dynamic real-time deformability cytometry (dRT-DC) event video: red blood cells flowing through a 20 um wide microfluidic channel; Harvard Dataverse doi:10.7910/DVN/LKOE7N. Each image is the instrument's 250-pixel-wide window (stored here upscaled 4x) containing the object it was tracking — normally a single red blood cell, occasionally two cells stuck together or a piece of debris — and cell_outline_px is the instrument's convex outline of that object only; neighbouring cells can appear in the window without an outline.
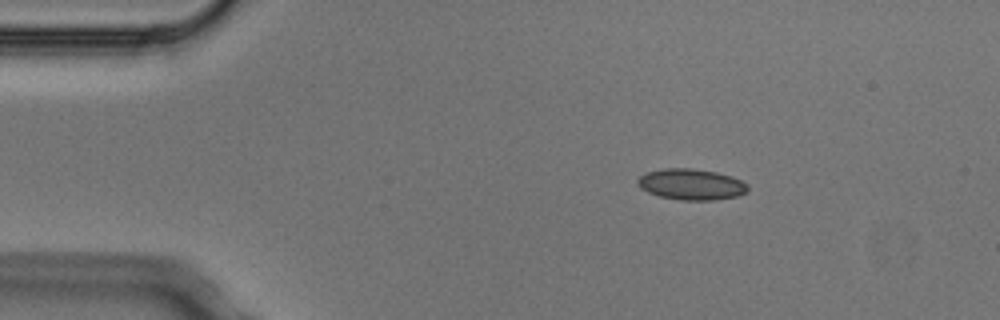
{"species": "Egyptian fruit bat (a non-hibernating species)", "species_latin": "Rousettus aegyptiacus", "temperature_condition": "cold", "stored_images_in_passage": 4, "camera_frame_rate_fps": 3000, "um_per_image_px": 0.085, "animal": {"sex": "male"}, "frame": {"image": 1, "passage_image": 2, "time_ms": 0.333, "image_size_px": [1000, 320], "cell_outline_px": [[748, 192], [736, 196], [716, 200], [680, 200], [660, 196], [648, 192], [640, 188], [636, 184], [636, 180], [640, 176], [648, 172], [664, 168], [692, 168], [716, 172], [732, 176], [748, 184]], "centroid_in_image_um": [58.76, 15.67], "position_along_channel_um": 26.2, "area_um2": 20.0}}